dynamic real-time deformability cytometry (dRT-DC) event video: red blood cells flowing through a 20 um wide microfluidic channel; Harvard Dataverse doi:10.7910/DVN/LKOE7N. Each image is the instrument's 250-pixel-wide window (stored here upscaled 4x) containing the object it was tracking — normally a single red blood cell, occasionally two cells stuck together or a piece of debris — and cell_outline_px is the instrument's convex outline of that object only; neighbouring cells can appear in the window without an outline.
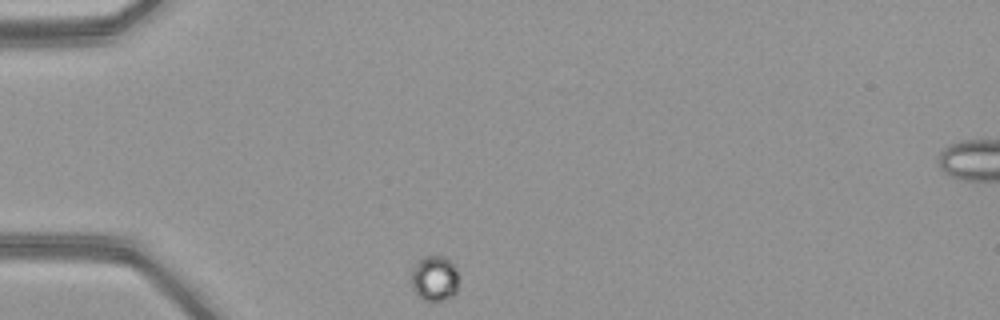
{"species": "common noctule bat (a hibernating species)", "species_latin": "Nyctalus noctula", "temperature_condition": "warm", "stored_images_in_passage": 35, "camera_frame_rate_fps": 3000, "um_per_image_px": 0.085, "animal": {"sex": "female", "body_mass_g": 21.9}, "frame": {"image": 1, "passage_image": 1, "time_ms": 0.0, "image_size_px": [1000, 320], "cell_outline_px": [[456, 292], [452, 296], [440, 300], [424, 300], [412, 288], [412, 264], [416, 260], [424, 256], [444, 256], [456, 268]], "centroid_in_image_um": [36.89, 23.62], "position_along_channel_um": 48.1, "area_um2": 12.31}}
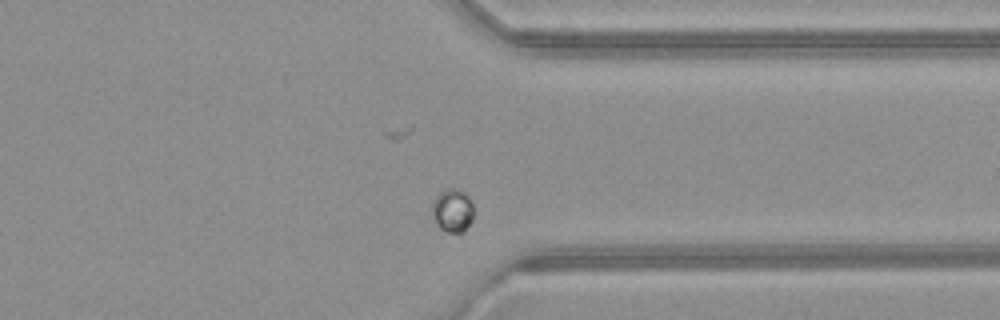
{"frame": {"image": 2, "passage_image": 30, "time_ms": 9.667, "image_size_px": [1000, 320], "cell_outline_px": [[472, 220], [464, 232], [448, 232], [440, 228], [432, 212], [432, 200], [440, 192], [448, 188], [456, 188], [464, 192], [468, 196], [472, 204]], "centroid_in_image_um": [38.47, 17.87], "position_along_channel_um": 372.9, "area_um2": 10.35}}